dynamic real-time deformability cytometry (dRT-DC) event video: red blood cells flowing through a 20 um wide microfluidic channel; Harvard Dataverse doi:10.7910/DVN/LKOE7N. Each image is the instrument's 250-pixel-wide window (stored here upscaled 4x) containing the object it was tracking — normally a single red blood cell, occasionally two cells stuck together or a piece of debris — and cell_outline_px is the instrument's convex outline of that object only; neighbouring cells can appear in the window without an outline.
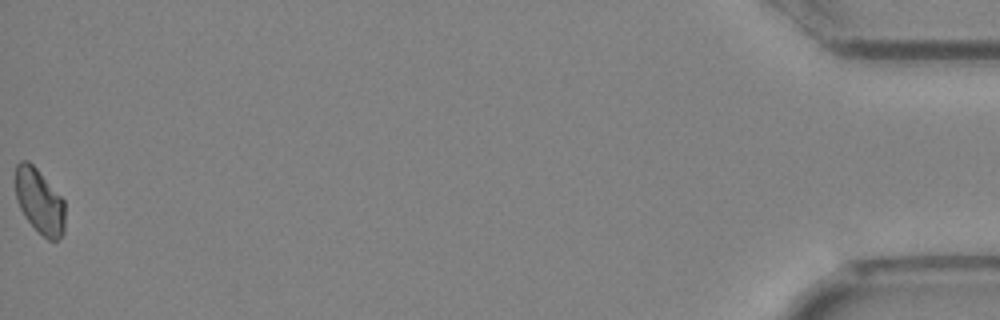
{"species": "Egyptian fruit bat (a non-hibernating species)", "species_latin": "Rousettus aegyptiacus", "temperature_condition": "cold", "stored_images_in_passage": 38, "camera_frame_rate_fps": 3000, "um_per_image_px": 0.085, "animal": {"sex": "female"}, "frame": {"image": 1, "passage_image": 38, "time_ms": 12.333, "image_size_px": [1000, 320], "cell_outline_px": [[64, 232], [56, 240], [48, 240], [24, 216], [16, 200], [16, 164], [20, 160], [28, 160], [36, 168], [64, 200]], "centroid_in_image_um": [3.35, 17.09], "position_along_channel_um": 431.9, "area_um2": 18.44}}